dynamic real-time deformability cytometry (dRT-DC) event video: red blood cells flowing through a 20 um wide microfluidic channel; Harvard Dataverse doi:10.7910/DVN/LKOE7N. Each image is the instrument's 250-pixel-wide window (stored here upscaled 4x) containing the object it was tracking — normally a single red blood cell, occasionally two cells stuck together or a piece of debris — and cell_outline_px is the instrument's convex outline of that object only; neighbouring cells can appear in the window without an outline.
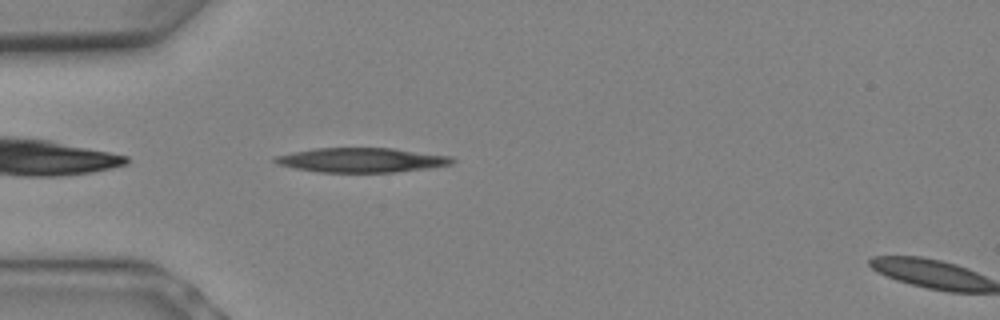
{"species": "Egyptian fruit bat (a non-hibernating species)", "species_latin": "Rousettus aegyptiacus", "temperature_condition": "warm", "stored_images_in_passage": 3, "segment_of_instrument_passage": [1, 2], "camera_frame_rate_fps": 3000, "um_per_image_px": 0.085, "animal": {"sex": "female"}, "frame": {"image": 1, "passage_image": 2, "time_ms": 0.333, "image_size_px": [1000, 320], "cell_outline_px": [[456, 160], [452, 164], [432, 168], [396, 172], [320, 172], [296, 168], [276, 164], [272, 160], [272, 156], [292, 152], [316, 148], [392, 148], [452, 156]], "centroid_in_image_um": [30.75, 13.6], "position_along_channel_um": 54.3, "area_um2": 25.49}}